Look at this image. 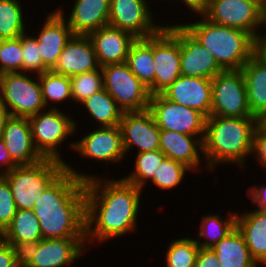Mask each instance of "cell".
<instances>
[{
    "mask_svg": "<svg viewBox=\"0 0 266 267\" xmlns=\"http://www.w3.org/2000/svg\"><path fill=\"white\" fill-rule=\"evenodd\" d=\"M70 146L82 156L105 162L121 161L125 154L119 125L100 127Z\"/></svg>",
    "mask_w": 266,
    "mask_h": 267,
    "instance_id": "obj_17",
    "label": "cell"
},
{
    "mask_svg": "<svg viewBox=\"0 0 266 267\" xmlns=\"http://www.w3.org/2000/svg\"><path fill=\"white\" fill-rule=\"evenodd\" d=\"M211 116L254 117L248 105L241 69L223 70L212 79Z\"/></svg>",
    "mask_w": 266,
    "mask_h": 267,
    "instance_id": "obj_7",
    "label": "cell"
},
{
    "mask_svg": "<svg viewBox=\"0 0 266 267\" xmlns=\"http://www.w3.org/2000/svg\"><path fill=\"white\" fill-rule=\"evenodd\" d=\"M37 76L45 106H47L49 100L54 102L72 98L70 77L55 73L52 70L45 71Z\"/></svg>",
    "mask_w": 266,
    "mask_h": 267,
    "instance_id": "obj_33",
    "label": "cell"
},
{
    "mask_svg": "<svg viewBox=\"0 0 266 267\" xmlns=\"http://www.w3.org/2000/svg\"><path fill=\"white\" fill-rule=\"evenodd\" d=\"M110 0H76L67 20L74 35H88L109 25Z\"/></svg>",
    "mask_w": 266,
    "mask_h": 267,
    "instance_id": "obj_23",
    "label": "cell"
},
{
    "mask_svg": "<svg viewBox=\"0 0 266 267\" xmlns=\"http://www.w3.org/2000/svg\"><path fill=\"white\" fill-rule=\"evenodd\" d=\"M186 170L191 169L178 161L165 157L152 182L162 190L172 189L181 183Z\"/></svg>",
    "mask_w": 266,
    "mask_h": 267,
    "instance_id": "obj_37",
    "label": "cell"
},
{
    "mask_svg": "<svg viewBox=\"0 0 266 267\" xmlns=\"http://www.w3.org/2000/svg\"><path fill=\"white\" fill-rule=\"evenodd\" d=\"M22 13L18 0H0V40L16 39L25 33Z\"/></svg>",
    "mask_w": 266,
    "mask_h": 267,
    "instance_id": "obj_31",
    "label": "cell"
},
{
    "mask_svg": "<svg viewBox=\"0 0 266 267\" xmlns=\"http://www.w3.org/2000/svg\"><path fill=\"white\" fill-rule=\"evenodd\" d=\"M85 190L86 240L93 236L104 241L135 229L141 189L123 178L104 183L90 175L85 181ZM94 222L96 225L92 229Z\"/></svg>",
    "mask_w": 266,
    "mask_h": 267,
    "instance_id": "obj_2",
    "label": "cell"
},
{
    "mask_svg": "<svg viewBox=\"0 0 266 267\" xmlns=\"http://www.w3.org/2000/svg\"><path fill=\"white\" fill-rule=\"evenodd\" d=\"M125 63L131 72L148 87L151 96L154 95L153 36L137 38L129 48Z\"/></svg>",
    "mask_w": 266,
    "mask_h": 267,
    "instance_id": "obj_27",
    "label": "cell"
},
{
    "mask_svg": "<svg viewBox=\"0 0 266 267\" xmlns=\"http://www.w3.org/2000/svg\"><path fill=\"white\" fill-rule=\"evenodd\" d=\"M12 246L18 267H27L37 251L38 241H6Z\"/></svg>",
    "mask_w": 266,
    "mask_h": 267,
    "instance_id": "obj_41",
    "label": "cell"
},
{
    "mask_svg": "<svg viewBox=\"0 0 266 267\" xmlns=\"http://www.w3.org/2000/svg\"><path fill=\"white\" fill-rule=\"evenodd\" d=\"M22 44V57H23V73L37 71L38 75L48 71L43 65L42 57L40 54L38 42L35 37H27V35H21Z\"/></svg>",
    "mask_w": 266,
    "mask_h": 267,
    "instance_id": "obj_39",
    "label": "cell"
},
{
    "mask_svg": "<svg viewBox=\"0 0 266 267\" xmlns=\"http://www.w3.org/2000/svg\"><path fill=\"white\" fill-rule=\"evenodd\" d=\"M181 75L213 79L223 71L214 56L180 25Z\"/></svg>",
    "mask_w": 266,
    "mask_h": 267,
    "instance_id": "obj_18",
    "label": "cell"
},
{
    "mask_svg": "<svg viewBox=\"0 0 266 267\" xmlns=\"http://www.w3.org/2000/svg\"><path fill=\"white\" fill-rule=\"evenodd\" d=\"M151 17L147 0H110L109 25L135 38L156 35L164 27L155 26Z\"/></svg>",
    "mask_w": 266,
    "mask_h": 267,
    "instance_id": "obj_13",
    "label": "cell"
},
{
    "mask_svg": "<svg viewBox=\"0 0 266 267\" xmlns=\"http://www.w3.org/2000/svg\"><path fill=\"white\" fill-rule=\"evenodd\" d=\"M34 145L44 158L62 161L57 151L68 135L75 131V122L53 107L46 113H38L28 117Z\"/></svg>",
    "mask_w": 266,
    "mask_h": 267,
    "instance_id": "obj_10",
    "label": "cell"
},
{
    "mask_svg": "<svg viewBox=\"0 0 266 267\" xmlns=\"http://www.w3.org/2000/svg\"><path fill=\"white\" fill-rule=\"evenodd\" d=\"M4 242V231L0 229V245Z\"/></svg>",
    "mask_w": 266,
    "mask_h": 267,
    "instance_id": "obj_53",
    "label": "cell"
},
{
    "mask_svg": "<svg viewBox=\"0 0 266 267\" xmlns=\"http://www.w3.org/2000/svg\"><path fill=\"white\" fill-rule=\"evenodd\" d=\"M103 87L123 112L148 110L151 94L126 63L101 67Z\"/></svg>",
    "mask_w": 266,
    "mask_h": 267,
    "instance_id": "obj_6",
    "label": "cell"
},
{
    "mask_svg": "<svg viewBox=\"0 0 266 267\" xmlns=\"http://www.w3.org/2000/svg\"><path fill=\"white\" fill-rule=\"evenodd\" d=\"M135 171L123 180L142 189L147 179L153 180L158 167L166 157L160 150L137 153Z\"/></svg>",
    "mask_w": 266,
    "mask_h": 267,
    "instance_id": "obj_34",
    "label": "cell"
},
{
    "mask_svg": "<svg viewBox=\"0 0 266 267\" xmlns=\"http://www.w3.org/2000/svg\"><path fill=\"white\" fill-rule=\"evenodd\" d=\"M248 1L257 4L264 11L265 5H266V0H248Z\"/></svg>",
    "mask_w": 266,
    "mask_h": 267,
    "instance_id": "obj_51",
    "label": "cell"
},
{
    "mask_svg": "<svg viewBox=\"0 0 266 267\" xmlns=\"http://www.w3.org/2000/svg\"><path fill=\"white\" fill-rule=\"evenodd\" d=\"M99 66L125 63L129 48L137 39L131 33L106 25L88 34Z\"/></svg>",
    "mask_w": 266,
    "mask_h": 267,
    "instance_id": "obj_19",
    "label": "cell"
},
{
    "mask_svg": "<svg viewBox=\"0 0 266 267\" xmlns=\"http://www.w3.org/2000/svg\"><path fill=\"white\" fill-rule=\"evenodd\" d=\"M0 102L9 110L11 116L19 117H30L46 107L40 81L34 82L20 72L0 75Z\"/></svg>",
    "mask_w": 266,
    "mask_h": 267,
    "instance_id": "obj_9",
    "label": "cell"
},
{
    "mask_svg": "<svg viewBox=\"0 0 266 267\" xmlns=\"http://www.w3.org/2000/svg\"><path fill=\"white\" fill-rule=\"evenodd\" d=\"M236 216L237 214H231L229 218L225 221L218 215H208L202 217V222L200 223L199 237L209 238L204 243L197 241L200 248H211L216 245L221 239H223L230 231L236 227Z\"/></svg>",
    "mask_w": 266,
    "mask_h": 267,
    "instance_id": "obj_32",
    "label": "cell"
},
{
    "mask_svg": "<svg viewBox=\"0 0 266 267\" xmlns=\"http://www.w3.org/2000/svg\"><path fill=\"white\" fill-rule=\"evenodd\" d=\"M203 139L200 137L193 140V136L190 135L161 130L160 151L167 158L178 161L190 169H196L200 163L198 149L203 151Z\"/></svg>",
    "mask_w": 266,
    "mask_h": 267,
    "instance_id": "obj_25",
    "label": "cell"
},
{
    "mask_svg": "<svg viewBox=\"0 0 266 267\" xmlns=\"http://www.w3.org/2000/svg\"><path fill=\"white\" fill-rule=\"evenodd\" d=\"M257 127L266 135V115L257 119Z\"/></svg>",
    "mask_w": 266,
    "mask_h": 267,
    "instance_id": "obj_50",
    "label": "cell"
},
{
    "mask_svg": "<svg viewBox=\"0 0 266 267\" xmlns=\"http://www.w3.org/2000/svg\"><path fill=\"white\" fill-rule=\"evenodd\" d=\"M221 267H256V261L237 227L211 247Z\"/></svg>",
    "mask_w": 266,
    "mask_h": 267,
    "instance_id": "obj_28",
    "label": "cell"
},
{
    "mask_svg": "<svg viewBox=\"0 0 266 267\" xmlns=\"http://www.w3.org/2000/svg\"><path fill=\"white\" fill-rule=\"evenodd\" d=\"M64 161L44 158L15 166L3 178L9 183L17 210H32L38 197L66 169Z\"/></svg>",
    "mask_w": 266,
    "mask_h": 267,
    "instance_id": "obj_5",
    "label": "cell"
},
{
    "mask_svg": "<svg viewBox=\"0 0 266 267\" xmlns=\"http://www.w3.org/2000/svg\"><path fill=\"white\" fill-rule=\"evenodd\" d=\"M42 233L33 210H17L11 224L4 231V241H40Z\"/></svg>",
    "mask_w": 266,
    "mask_h": 267,
    "instance_id": "obj_30",
    "label": "cell"
},
{
    "mask_svg": "<svg viewBox=\"0 0 266 267\" xmlns=\"http://www.w3.org/2000/svg\"><path fill=\"white\" fill-rule=\"evenodd\" d=\"M148 110L160 130L174 131L185 135L205 136L207 117L198 110L166 99L162 94L152 95Z\"/></svg>",
    "mask_w": 266,
    "mask_h": 267,
    "instance_id": "obj_12",
    "label": "cell"
},
{
    "mask_svg": "<svg viewBox=\"0 0 266 267\" xmlns=\"http://www.w3.org/2000/svg\"><path fill=\"white\" fill-rule=\"evenodd\" d=\"M17 212L9 183L0 177V229L3 231L11 224Z\"/></svg>",
    "mask_w": 266,
    "mask_h": 267,
    "instance_id": "obj_40",
    "label": "cell"
},
{
    "mask_svg": "<svg viewBox=\"0 0 266 267\" xmlns=\"http://www.w3.org/2000/svg\"><path fill=\"white\" fill-rule=\"evenodd\" d=\"M0 162L6 165V169L1 172L0 177L5 176L9 171H11L16 165L11 161L10 154L6 149L5 142L0 139Z\"/></svg>",
    "mask_w": 266,
    "mask_h": 267,
    "instance_id": "obj_45",
    "label": "cell"
},
{
    "mask_svg": "<svg viewBox=\"0 0 266 267\" xmlns=\"http://www.w3.org/2000/svg\"><path fill=\"white\" fill-rule=\"evenodd\" d=\"M236 227L243 235L251 257L258 264L266 258V210L236 216Z\"/></svg>",
    "mask_w": 266,
    "mask_h": 267,
    "instance_id": "obj_26",
    "label": "cell"
},
{
    "mask_svg": "<svg viewBox=\"0 0 266 267\" xmlns=\"http://www.w3.org/2000/svg\"><path fill=\"white\" fill-rule=\"evenodd\" d=\"M187 8L189 7L192 11L201 14L207 5L208 0H182Z\"/></svg>",
    "mask_w": 266,
    "mask_h": 267,
    "instance_id": "obj_47",
    "label": "cell"
},
{
    "mask_svg": "<svg viewBox=\"0 0 266 267\" xmlns=\"http://www.w3.org/2000/svg\"><path fill=\"white\" fill-rule=\"evenodd\" d=\"M166 99L211 116L212 79L181 75L161 93Z\"/></svg>",
    "mask_w": 266,
    "mask_h": 267,
    "instance_id": "obj_15",
    "label": "cell"
},
{
    "mask_svg": "<svg viewBox=\"0 0 266 267\" xmlns=\"http://www.w3.org/2000/svg\"><path fill=\"white\" fill-rule=\"evenodd\" d=\"M0 267H18L12 246L6 241L0 245Z\"/></svg>",
    "mask_w": 266,
    "mask_h": 267,
    "instance_id": "obj_44",
    "label": "cell"
},
{
    "mask_svg": "<svg viewBox=\"0 0 266 267\" xmlns=\"http://www.w3.org/2000/svg\"><path fill=\"white\" fill-rule=\"evenodd\" d=\"M257 51L266 59V46H257Z\"/></svg>",
    "mask_w": 266,
    "mask_h": 267,
    "instance_id": "obj_52",
    "label": "cell"
},
{
    "mask_svg": "<svg viewBox=\"0 0 266 267\" xmlns=\"http://www.w3.org/2000/svg\"><path fill=\"white\" fill-rule=\"evenodd\" d=\"M256 128V117H207L201 152L208 162L207 168L223 161L242 165L252 152Z\"/></svg>",
    "mask_w": 266,
    "mask_h": 267,
    "instance_id": "obj_3",
    "label": "cell"
},
{
    "mask_svg": "<svg viewBox=\"0 0 266 267\" xmlns=\"http://www.w3.org/2000/svg\"><path fill=\"white\" fill-rule=\"evenodd\" d=\"M252 152L266 168V135L257 127L253 135Z\"/></svg>",
    "mask_w": 266,
    "mask_h": 267,
    "instance_id": "obj_42",
    "label": "cell"
},
{
    "mask_svg": "<svg viewBox=\"0 0 266 267\" xmlns=\"http://www.w3.org/2000/svg\"><path fill=\"white\" fill-rule=\"evenodd\" d=\"M124 152L137 145L138 153L160 150L158 125L149 110L123 112L120 124Z\"/></svg>",
    "mask_w": 266,
    "mask_h": 267,
    "instance_id": "obj_14",
    "label": "cell"
},
{
    "mask_svg": "<svg viewBox=\"0 0 266 267\" xmlns=\"http://www.w3.org/2000/svg\"><path fill=\"white\" fill-rule=\"evenodd\" d=\"M2 140L16 166L31 165L44 159L34 145L28 117L11 116L4 127Z\"/></svg>",
    "mask_w": 266,
    "mask_h": 267,
    "instance_id": "obj_16",
    "label": "cell"
},
{
    "mask_svg": "<svg viewBox=\"0 0 266 267\" xmlns=\"http://www.w3.org/2000/svg\"><path fill=\"white\" fill-rule=\"evenodd\" d=\"M22 56L21 36L16 39L0 40V75L22 71Z\"/></svg>",
    "mask_w": 266,
    "mask_h": 267,
    "instance_id": "obj_38",
    "label": "cell"
},
{
    "mask_svg": "<svg viewBox=\"0 0 266 267\" xmlns=\"http://www.w3.org/2000/svg\"><path fill=\"white\" fill-rule=\"evenodd\" d=\"M89 178L66 165L38 197L32 210L43 239L86 237L85 181Z\"/></svg>",
    "mask_w": 266,
    "mask_h": 267,
    "instance_id": "obj_1",
    "label": "cell"
},
{
    "mask_svg": "<svg viewBox=\"0 0 266 267\" xmlns=\"http://www.w3.org/2000/svg\"><path fill=\"white\" fill-rule=\"evenodd\" d=\"M202 20L182 26L214 56L223 70L241 69L257 51V41L249 33L214 24L205 17Z\"/></svg>",
    "mask_w": 266,
    "mask_h": 267,
    "instance_id": "obj_4",
    "label": "cell"
},
{
    "mask_svg": "<svg viewBox=\"0 0 266 267\" xmlns=\"http://www.w3.org/2000/svg\"><path fill=\"white\" fill-rule=\"evenodd\" d=\"M64 19L62 10H56L48 15L39 36L35 38L38 42L43 65L48 70L54 68L63 48L74 35Z\"/></svg>",
    "mask_w": 266,
    "mask_h": 267,
    "instance_id": "obj_22",
    "label": "cell"
},
{
    "mask_svg": "<svg viewBox=\"0 0 266 267\" xmlns=\"http://www.w3.org/2000/svg\"><path fill=\"white\" fill-rule=\"evenodd\" d=\"M241 71L245 77L250 111L258 119L266 115V59L256 51Z\"/></svg>",
    "mask_w": 266,
    "mask_h": 267,
    "instance_id": "obj_24",
    "label": "cell"
},
{
    "mask_svg": "<svg viewBox=\"0 0 266 267\" xmlns=\"http://www.w3.org/2000/svg\"><path fill=\"white\" fill-rule=\"evenodd\" d=\"M154 95L161 94L181 76L180 25L164 26L153 35Z\"/></svg>",
    "mask_w": 266,
    "mask_h": 267,
    "instance_id": "obj_8",
    "label": "cell"
},
{
    "mask_svg": "<svg viewBox=\"0 0 266 267\" xmlns=\"http://www.w3.org/2000/svg\"><path fill=\"white\" fill-rule=\"evenodd\" d=\"M250 195L252 197V202L258 205L257 208H259V210H266V186L250 191L249 196Z\"/></svg>",
    "mask_w": 266,
    "mask_h": 267,
    "instance_id": "obj_46",
    "label": "cell"
},
{
    "mask_svg": "<svg viewBox=\"0 0 266 267\" xmlns=\"http://www.w3.org/2000/svg\"><path fill=\"white\" fill-rule=\"evenodd\" d=\"M195 267H221L216 253L211 248H200Z\"/></svg>",
    "mask_w": 266,
    "mask_h": 267,
    "instance_id": "obj_43",
    "label": "cell"
},
{
    "mask_svg": "<svg viewBox=\"0 0 266 267\" xmlns=\"http://www.w3.org/2000/svg\"><path fill=\"white\" fill-rule=\"evenodd\" d=\"M259 263H264L263 265H265V266H266V258H265V259H263V260H261Z\"/></svg>",
    "mask_w": 266,
    "mask_h": 267,
    "instance_id": "obj_54",
    "label": "cell"
},
{
    "mask_svg": "<svg viewBox=\"0 0 266 267\" xmlns=\"http://www.w3.org/2000/svg\"><path fill=\"white\" fill-rule=\"evenodd\" d=\"M81 104H84L92 117L100 122V127H111L120 124L123 111L104 88Z\"/></svg>",
    "mask_w": 266,
    "mask_h": 267,
    "instance_id": "obj_29",
    "label": "cell"
},
{
    "mask_svg": "<svg viewBox=\"0 0 266 267\" xmlns=\"http://www.w3.org/2000/svg\"><path fill=\"white\" fill-rule=\"evenodd\" d=\"M86 237L41 239L27 267H62L80 257Z\"/></svg>",
    "mask_w": 266,
    "mask_h": 267,
    "instance_id": "obj_21",
    "label": "cell"
},
{
    "mask_svg": "<svg viewBox=\"0 0 266 267\" xmlns=\"http://www.w3.org/2000/svg\"><path fill=\"white\" fill-rule=\"evenodd\" d=\"M99 69L101 72L97 69L70 77L72 99L82 103L104 88L101 67Z\"/></svg>",
    "mask_w": 266,
    "mask_h": 267,
    "instance_id": "obj_36",
    "label": "cell"
},
{
    "mask_svg": "<svg viewBox=\"0 0 266 267\" xmlns=\"http://www.w3.org/2000/svg\"><path fill=\"white\" fill-rule=\"evenodd\" d=\"M262 24H264L263 26H265V24H266V8L263 11ZM257 46H266V35H264V36L260 35L259 36V38L257 39Z\"/></svg>",
    "mask_w": 266,
    "mask_h": 267,
    "instance_id": "obj_49",
    "label": "cell"
},
{
    "mask_svg": "<svg viewBox=\"0 0 266 267\" xmlns=\"http://www.w3.org/2000/svg\"><path fill=\"white\" fill-rule=\"evenodd\" d=\"M100 68L88 35H73L59 55L53 72L71 77Z\"/></svg>",
    "mask_w": 266,
    "mask_h": 267,
    "instance_id": "obj_20",
    "label": "cell"
},
{
    "mask_svg": "<svg viewBox=\"0 0 266 267\" xmlns=\"http://www.w3.org/2000/svg\"><path fill=\"white\" fill-rule=\"evenodd\" d=\"M167 267H195L199 245L196 240L183 238L173 241L167 248Z\"/></svg>",
    "mask_w": 266,
    "mask_h": 267,
    "instance_id": "obj_35",
    "label": "cell"
},
{
    "mask_svg": "<svg viewBox=\"0 0 266 267\" xmlns=\"http://www.w3.org/2000/svg\"><path fill=\"white\" fill-rule=\"evenodd\" d=\"M201 15L214 24L243 30L256 41L260 34L255 28L263 25V10L248 0H208Z\"/></svg>",
    "mask_w": 266,
    "mask_h": 267,
    "instance_id": "obj_11",
    "label": "cell"
},
{
    "mask_svg": "<svg viewBox=\"0 0 266 267\" xmlns=\"http://www.w3.org/2000/svg\"><path fill=\"white\" fill-rule=\"evenodd\" d=\"M11 117L10 112L8 109L0 102V139H2V135L4 132V127L8 119Z\"/></svg>",
    "mask_w": 266,
    "mask_h": 267,
    "instance_id": "obj_48",
    "label": "cell"
}]
</instances>
